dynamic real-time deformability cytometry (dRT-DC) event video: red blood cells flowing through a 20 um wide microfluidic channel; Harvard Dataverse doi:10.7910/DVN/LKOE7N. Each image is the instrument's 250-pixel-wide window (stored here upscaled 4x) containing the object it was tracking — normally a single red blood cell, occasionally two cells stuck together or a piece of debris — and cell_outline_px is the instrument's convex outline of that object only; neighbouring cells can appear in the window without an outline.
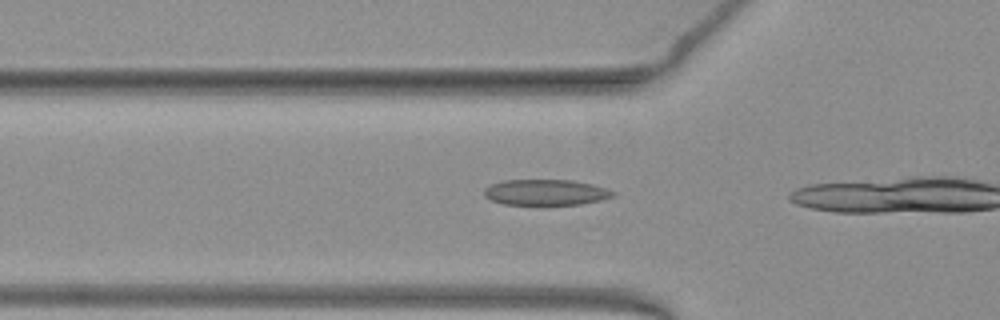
{"species": "common noctule bat (a hibernating species)", "species_latin": "Nyctalus noctula", "temperature_condition": "warm", "stored_images_in_passage": 15, "camera_frame_rate_fps": 3000, "um_per_image_px": 0.085, "animal": {"sex": "female", "body_mass_g": 19.3, "forearm_length_mm": 54.1}, "frame": {"image": 1, "passage_image": 13, "time_ms": 4.0, "image_size_px": [1000, 320], "cell_outline_px": [[616, 192], [612, 196], [600, 200], [580, 204], [504, 204], [492, 200], [484, 196], [484, 188], [492, 184], [504, 180], [572, 180], [592, 184], [608, 188]], "centroid_in_image_um": [46.4, 16.34], "position_along_channel_um": 79.4, "area_um2": 19.19}}